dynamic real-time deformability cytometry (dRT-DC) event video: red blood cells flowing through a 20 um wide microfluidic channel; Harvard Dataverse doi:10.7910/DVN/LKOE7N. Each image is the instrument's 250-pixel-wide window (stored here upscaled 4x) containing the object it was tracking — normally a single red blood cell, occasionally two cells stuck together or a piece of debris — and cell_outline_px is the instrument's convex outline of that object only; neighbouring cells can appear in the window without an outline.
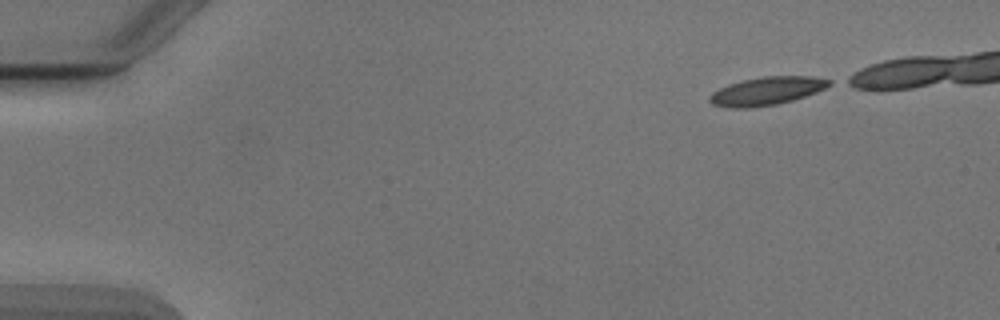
{"species": "Egyptian fruit bat (a non-hibernating species)", "species_latin": "Rousettus aegyptiacus", "temperature_condition": "cold", "stored_images_in_passage": 4, "camera_frame_rate_fps": 3000, "um_per_image_px": 0.085, "animal": {"sex": "male"}, "frame": {"image": 1, "passage_image": 1, "time_ms": 0.0, "image_size_px": [1000, 320], "cell_outline_px": [[832, 84], [816, 92], [792, 100], [776, 104], [748, 108], [728, 108], [712, 104], [708, 100], [708, 96], [712, 92], [728, 84], [744, 80], [764, 76], [812, 76], [832, 80]], "centroid_in_image_um": [65.14, 7.73], "position_along_channel_um": 19.9, "area_um2": 19.59}}